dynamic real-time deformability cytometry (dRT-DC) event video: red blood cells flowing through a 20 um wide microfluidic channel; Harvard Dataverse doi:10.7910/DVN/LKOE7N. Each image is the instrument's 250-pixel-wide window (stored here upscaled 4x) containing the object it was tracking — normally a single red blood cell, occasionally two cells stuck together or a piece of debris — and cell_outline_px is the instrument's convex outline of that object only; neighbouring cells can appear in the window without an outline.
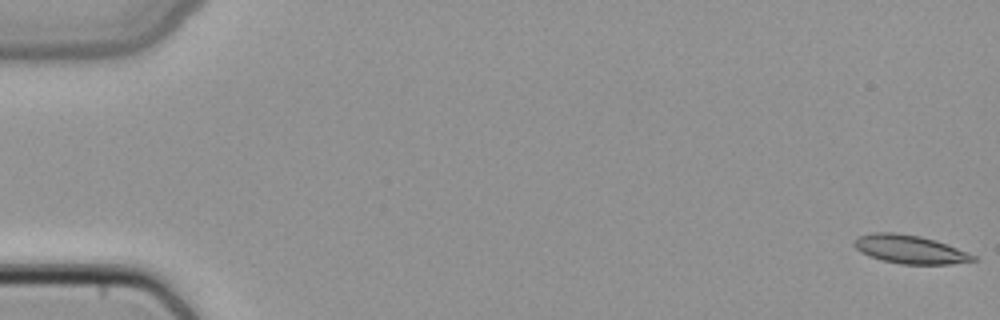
{"species": "common noctule bat (a hibernating species)", "species_latin": "Nyctalus noctula", "temperature_condition": "cold", "stored_images_in_passage": 6, "camera_frame_rate_fps": 3000, "um_per_image_px": 0.085, "animal": {"sex": "female", "body_mass_g": 22.7, "forearm_length_mm": 54.2}, "frame": {"image": 1, "passage_image": 1, "time_ms": 0.0, "image_size_px": [1000, 320], "cell_outline_px": [[976, 260], [948, 264], [900, 264], [880, 260], [868, 256], [860, 252], [852, 244], [860, 236], [872, 232], [896, 232], [920, 236], [936, 240], [948, 244], [968, 252], [976, 256]], "centroid_in_image_um": [77.32, 21.19], "position_along_channel_um": 7.7, "area_um2": 19.83}}
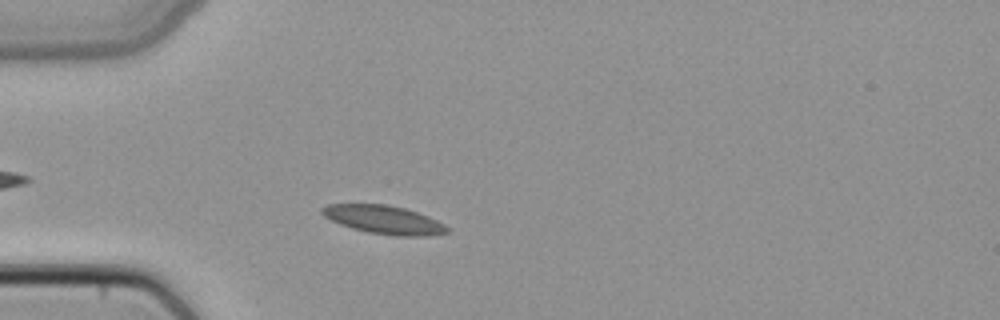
{"frame": {"image": 2, "passage_image": 6, "time_ms": 1.667, "image_size_px": [1000, 320], "cell_outline_px": [[452, 232], [428, 236], [396, 236], [368, 232], [352, 228], [340, 224], [324, 216], [320, 212], [320, 208], [328, 204], [388, 204], [404, 208], [428, 216], [444, 224]], "centroid_in_image_um": [32.64, 18.68], "position_along_channel_um": 52.4, "area_um2": 20.75}}